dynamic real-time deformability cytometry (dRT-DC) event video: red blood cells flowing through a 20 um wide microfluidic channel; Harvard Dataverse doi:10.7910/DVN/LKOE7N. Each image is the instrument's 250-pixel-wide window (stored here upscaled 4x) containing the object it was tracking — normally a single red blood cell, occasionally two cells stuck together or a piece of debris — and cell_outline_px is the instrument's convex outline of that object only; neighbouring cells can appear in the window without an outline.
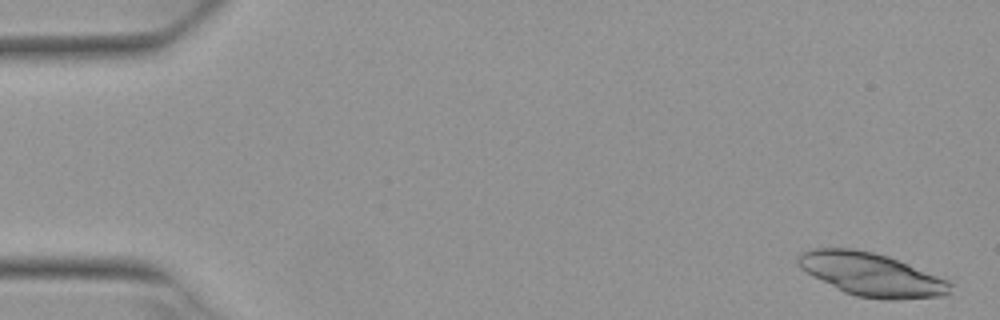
{"species": "Egyptian fruit bat (a non-hibernating species)", "species_latin": "Rousettus aegyptiacus", "temperature_condition": "warm", "stored_images_in_passage": 5, "camera_frame_rate_fps": 3000, "um_per_image_px": 0.085, "animal": {"sex": "female"}, "frame": {"image": 1, "passage_image": 1, "time_ms": 0.0, "image_size_px": [1000, 320], "cell_outline_px": [[952, 284], [948, 292], [944, 296], [900, 300], [884, 300], [856, 296], [844, 292], [812, 276], [800, 268], [796, 264], [796, 256], [800, 252], [812, 248], [852, 248], [872, 252], [888, 256], [948, 280]], "centroid_in_image_um": [74.02, 23.33], "position_along_channel_um": 11.0, "area_um2": 38.44}}